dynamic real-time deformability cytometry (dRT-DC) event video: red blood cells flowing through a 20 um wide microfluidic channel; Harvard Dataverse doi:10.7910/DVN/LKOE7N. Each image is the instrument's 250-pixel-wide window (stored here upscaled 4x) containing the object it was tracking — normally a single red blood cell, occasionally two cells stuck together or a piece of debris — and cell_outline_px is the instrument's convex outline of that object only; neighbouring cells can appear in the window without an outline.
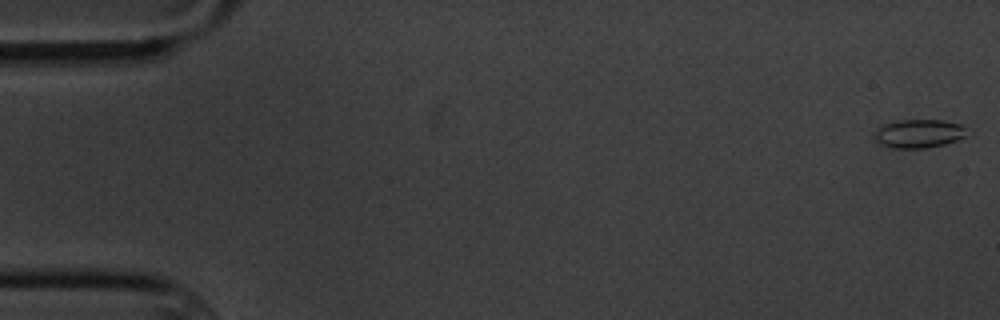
{"species": "common noctule bat (a hibernating species)", "species_latin": "Nyctalus noctula", "temperature_condition": "cold", "stored_images_in_passage": 6, "camera_frame_rate_fps": 3000, "um_per_image_px": 0.085, "animal": {"sex": "male", "body_mass_g": 20.1, "forearm_length_mm": 53.5}, "frame": {"image": 1, "passage_image": 6, "time_ms": 6.0, "image_size_px": [1000, 320], "cell_outline_px": [[964, 136], [956, 140], [944, 144], [924, 148], [892, 148], [880, 144], [872, 140], [872, 136], [876, 128], [884, 124], [900, 120], [944, 120], [960, 124], [964, 128]], "centroid_in_image_um": [77.99, 11.36], "position_along_channel_um": 7.0, "area_um2": 15.37}}